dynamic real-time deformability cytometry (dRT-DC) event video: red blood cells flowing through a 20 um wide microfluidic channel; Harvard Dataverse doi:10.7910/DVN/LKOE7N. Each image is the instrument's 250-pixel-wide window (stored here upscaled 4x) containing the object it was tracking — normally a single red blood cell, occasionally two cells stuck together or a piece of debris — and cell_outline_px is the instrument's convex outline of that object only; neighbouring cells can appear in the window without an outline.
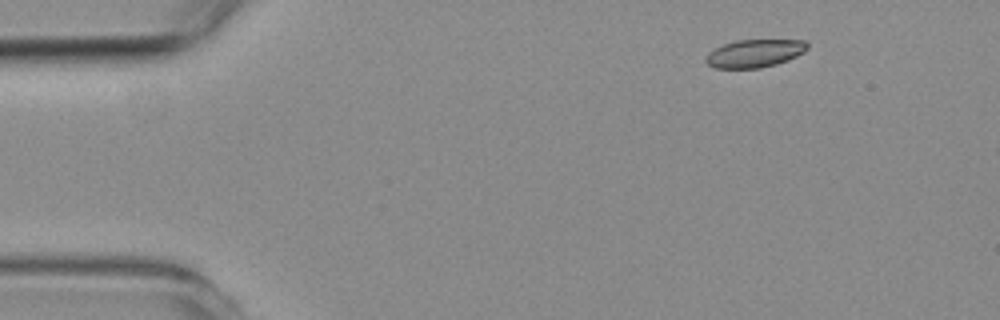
{"species": "common noctule bat (a hibernating species)", "species_latin": "Nyctalus noctula", "temperature_condition": "room temperature", "stored_images_in_passage": 4, "camera_frame_rate_fps": 3000, "um_per_image_px": 0.085, "animal": {"sex": "female", "body_mass_g": 19.3, "forearm_length_mm": 54.1}, "frame": {"image": 1, "passage_image": 2, "time_ms": 1.0, "image_size_px": [1000, 320], "cell_outline_px": [[808, 48], [804, 52], [788, 60], [776, 64], [760, 68], [712, 68], [704, 60], [704, 56], [708, 52], [724, 44], [736, 40], [804, 40], [808, 44]], "centroid_in_image_um": [64.12, 4.54], "position_along_channel_um": 20.9, "area_um2": 16.59}}